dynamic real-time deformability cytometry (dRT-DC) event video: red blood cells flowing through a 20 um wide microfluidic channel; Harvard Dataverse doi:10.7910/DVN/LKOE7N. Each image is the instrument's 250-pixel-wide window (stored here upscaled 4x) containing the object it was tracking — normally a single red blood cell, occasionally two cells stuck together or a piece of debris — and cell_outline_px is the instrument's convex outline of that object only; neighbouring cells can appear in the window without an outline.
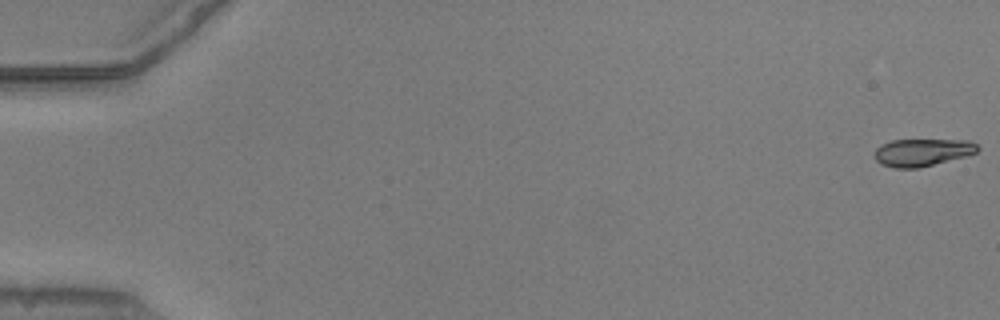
{"species": "common noctule bat (a hibernating species)", "species_latin": "Nyctalus noctula", "temperature_condition": "warm", "stored_images_in_passage": 13, "camera_frame_rate_fps": 3000, "um_per_image_px": 0.085, "animal": {"sex": "male", "body_mass_g": 20.5, "forearm_length_mm": 52.5}, "frame": {"image": 1, "passage_image": 1, "time_ms": 0.0, "image_size_px": [1000, 320], "cell_outline_px": [[980, 148], [976, 152], [964, 156], [916, 168], [896, 168], [880, 164], [872, 156], [876, 148], [880, 144], [892, 140], [972, 140]], "centroid_in_image_um": [78.34, 12.94], "position_along_channel_um": 6.7, "area_um2": 16.42}}